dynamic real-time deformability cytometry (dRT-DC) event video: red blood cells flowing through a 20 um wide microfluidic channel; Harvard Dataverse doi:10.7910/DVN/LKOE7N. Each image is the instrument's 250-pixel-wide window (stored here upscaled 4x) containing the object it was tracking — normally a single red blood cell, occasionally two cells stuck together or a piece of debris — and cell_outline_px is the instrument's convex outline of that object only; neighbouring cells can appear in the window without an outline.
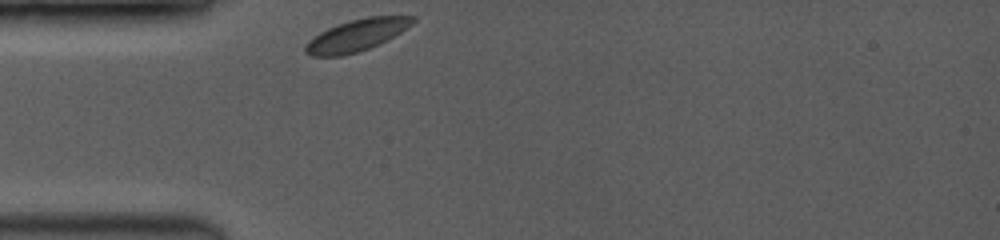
{"species": "common noctule bat (a hibernating species)", "species_latin": "Nyctalus noctula", "temperature_condition": "room temperature", "stored_images_in_passage": 34, "camera_frame_rate_fps": 3500, "um_per_image_px": 0.085, "animal": {"sex": "female", "body_mass_g": 19.0, "forearm_length_mm": 53.3}, "frame": {"image": 1, "passage_image": 1, "time_ms": 0.0, "image_size_px": [1000, 240], "cell_outline_px": [[416, 20], [408, 28], [368, 48], [344, 56], [312, 56], [304, 52], [304, 44], [308, 40], [320, 32], [328, 28], [348, 20], [368, 16], [416, 16]], "centroid_in_image_um": [30.27, 2.98], "position_along_channel_um": 54.7, "area_um2": 19.77}}
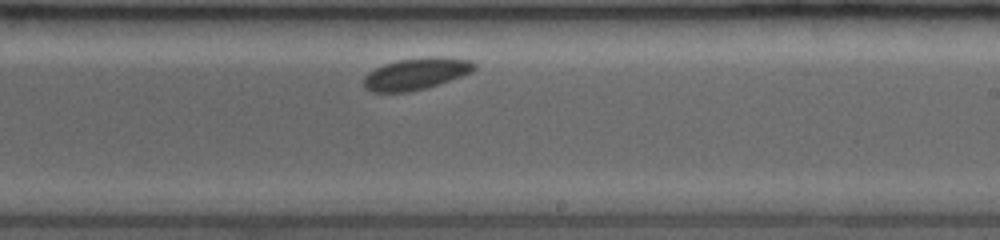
{"frame": {"image": 2, "passage_image": 20, "time_ms": 5.429, "image_size_px": [1000, 240], "cell_outline_px": [[476, 68], [472, 72], [464, 76], [424, 88], [408, 92], [372, 92], [364, 88], [364, 76], [368, 72], [384, 64], [396, 60], [428, 56], [444, 56], [472, 60], [476, 64]], "centroid_in_image_um": [35.4, 6.25], "position_along_channel_um": 253.6, "area_um2": 20.75}}
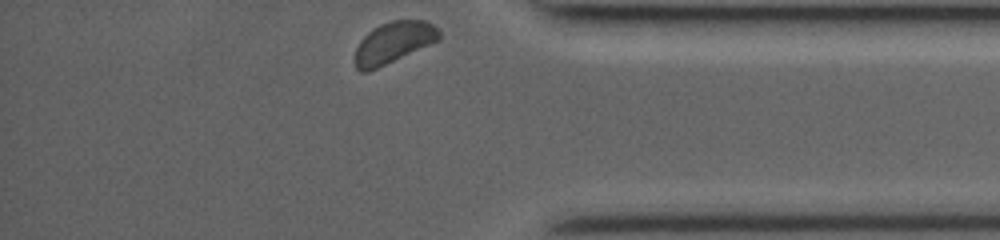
{"frame": {"image": 3, "passage_image": 34, "time_ms": 9.429, "image_size_px": [1000, 240], "cell_outline_px": [[440, 40], [368, 72], [360, 72], [356, 68], [356, 48], [360, 40], [372, 28], [380, 24], [392, 20], [424, 20], [440, 28]], "centroid_in_image_um": [33.47, 3.6], "position_along_channel_um": 401.7, "area_um2": 20.29}}